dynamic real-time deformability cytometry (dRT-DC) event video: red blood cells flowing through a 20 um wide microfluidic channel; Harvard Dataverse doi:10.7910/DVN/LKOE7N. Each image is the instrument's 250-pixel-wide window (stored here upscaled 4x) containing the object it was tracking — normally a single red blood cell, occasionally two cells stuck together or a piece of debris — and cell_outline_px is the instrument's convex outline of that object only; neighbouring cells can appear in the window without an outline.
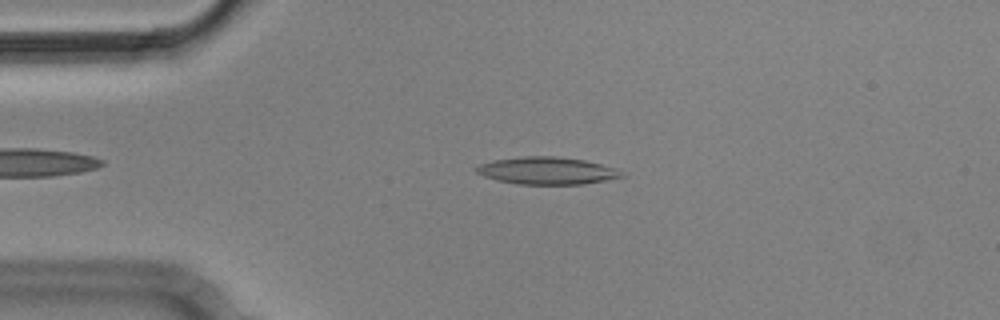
{"species": "Egyptian fruit bat (a non-hibernating species)", "species_latin": "Rousettus aegyptiacus", "temperature_condition": "cold", "stored_images_in_passage": 4, "camera_frame_rate_fps": 3000, "um_per_image_px": 0.085, "animal": {"sex": "male"}, "frame": {"image": 1, "passage_image": 3, "time_ms": 0.667, "image_size_px": [1000, 320], "cell_outline_px": [[628, 176], [584, 184], [520, 184], [496, 180], [484, 176], [476, 172], [472, 168], [480, 164], [492, 160], [524, 156], [556, 156], [584, 160], [616, 168], [628, 172]], "centroid_in_image_um": [46.54, 14.51], "position_along_channel_um": 38.5, "area_um2": 23.41}}